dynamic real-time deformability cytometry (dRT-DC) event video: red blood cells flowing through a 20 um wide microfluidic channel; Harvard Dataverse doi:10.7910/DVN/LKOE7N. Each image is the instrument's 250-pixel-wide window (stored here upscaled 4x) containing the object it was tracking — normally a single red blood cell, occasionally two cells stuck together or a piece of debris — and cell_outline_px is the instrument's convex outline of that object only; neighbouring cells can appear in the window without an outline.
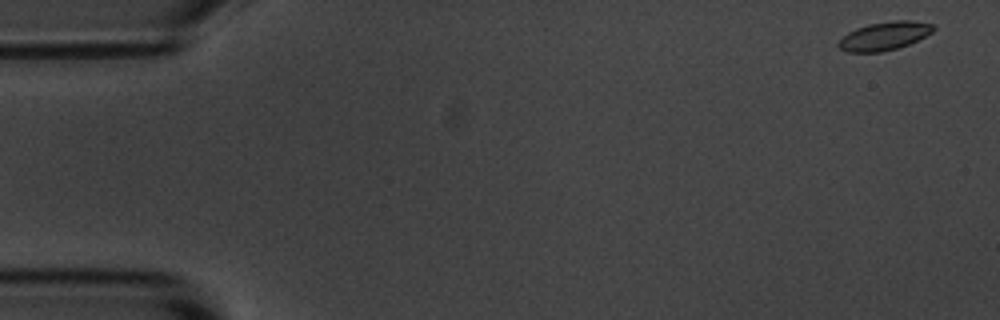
{"species": "common noctule bat (a hibernating species)", "species_latin": "Nyctalus noctula", "temperature_condition": "room temperature", "stored_images_in_passage": 13, "camera_frame_rate_fps": 3000, "um_per_image_px": 0.085, "animal": {"sex": "male", "body_mass_g": 20.1, "forearm_length_mm": 53.5}, "frame": {"image": 1, "passage_image": 1, "time_ms": 0.0, "image_size_px": [1000, 320], "cell_outline_px": [[936, 28], [932, 32], [908, 44], [896, 48], [880, 52], [848, 52], [840, 48], [836, 44], [848, 32], [856, 28], [868, 24], [892, 20], [912, 20], [936, 24]], "centroid_in_image_um": [75.19, 3.04], "position_along_channel_um": 9.8, "area_um2": 15.66}}